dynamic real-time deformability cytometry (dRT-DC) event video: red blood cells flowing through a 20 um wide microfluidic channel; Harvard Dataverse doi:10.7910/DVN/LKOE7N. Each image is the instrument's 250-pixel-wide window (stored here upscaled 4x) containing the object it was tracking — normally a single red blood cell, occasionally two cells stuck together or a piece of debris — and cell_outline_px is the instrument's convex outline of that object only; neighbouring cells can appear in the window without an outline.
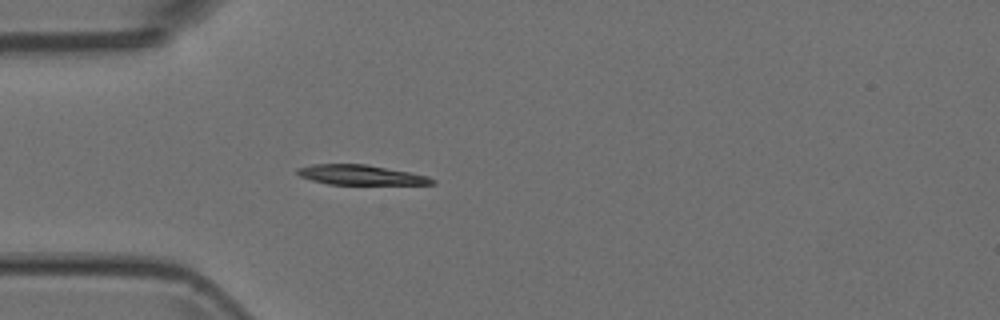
{"species": "Egyptian fruit bat (a non-hibernating species)", "species_latin": "Rousettus aegyptiacus", "temperature_condition": "room temperature", "stored_images_in_passage": 4, "camera_frame_rate_fps": 3000, "um_per_image_px": 0.085, "animal": {"sex": "female"}, "frame": {"image": 1, "passage_image": 4, "time_ms": 1.0, "image_size_px": [1000, 320], "cell_outline_px": [[436, 184], [328, 184], [312, 180], [300, 176], [296, 172], [296, 168], [312, 164], [368, 164], [428, 176], [436, 180]], "centroid_in_image_um": [30.64, 14.86], "position_along_channel_um": 54.4, "area_um2": 15.55}}